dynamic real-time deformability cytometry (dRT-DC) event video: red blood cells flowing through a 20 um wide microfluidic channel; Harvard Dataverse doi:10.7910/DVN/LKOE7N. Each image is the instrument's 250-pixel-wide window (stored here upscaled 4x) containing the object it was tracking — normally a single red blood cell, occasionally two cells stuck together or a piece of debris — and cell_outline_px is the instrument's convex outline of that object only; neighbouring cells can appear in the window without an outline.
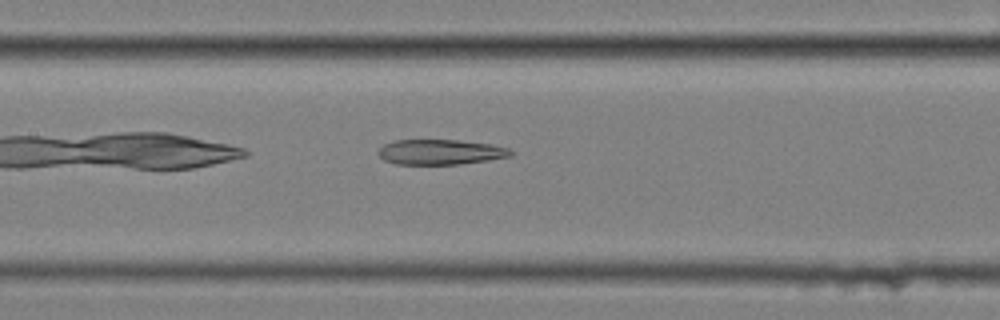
{"species": "common noctule bat (a hibernating species)", "species_latin": "Nyctalus noctula", "temperature_condition": "cold", "stored_images_in_passage": 40, "camera_frame_rate_fps": 3000, "um_per_image_px": 0.085, "animal": {"sex": "female", "body_mass_g": 25.1}, "frame": {"image": 1, "passage_image": 9, "time_ms": 2.667, "image_size_px": [1000, 320], "cell_outline_px": [[516, 152], [512, 156], [488, 160], [460, 164], [396, 164], [384, 160], [376, 152], [384, 144], [396, 140], [460, 140], [492, 144], [508, 148]], "centroid_in_image_um": [37.47, 12.92], "position_along_channel_um": 169.9, "area_um2": 19.54}}
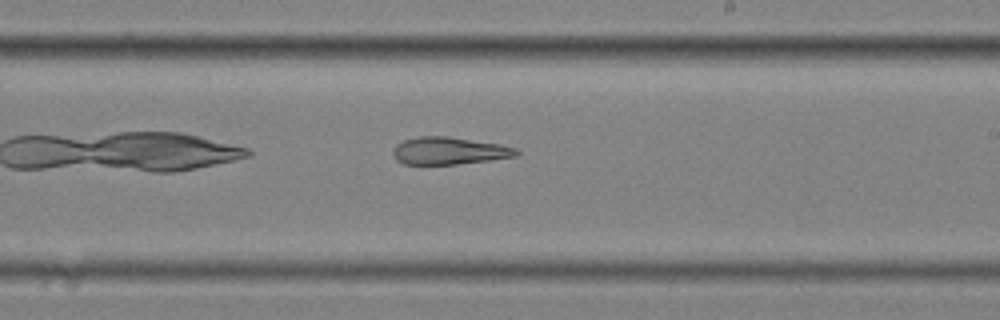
{"frame": {"image": 2, "passage_image": 16, "time_ms": 5.0, "image_size_px": [1000, 320], "cell_outline_px": [[520, 152], [516, 156], [488, 160], [456, 164], [404, 164], [396, 160], [392, 152], [396, 144], [404, 140], [416, 136], [448, 136], [500, 144], [516, 148]], "centroid_in_image_um": [38.15, 12.81], "position_along_channel_um": 250.8, "area_um2": 19.65}}
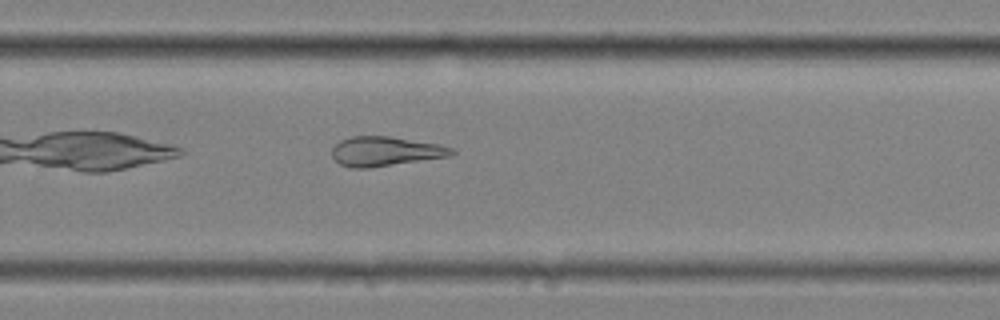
{"frame": {"image": 3, "passage_image": 20, "time_ms": 6.333, "image_size_px": [1000, 320], "cell_outline_px": [[456, 152], [452, 156], [368, 168], [352, 168], [340, 164], [332, 156], [332, 148], [340, 140], [352, 136], [388, 136], [440, 144], [452, 148]], "centroid_in_image_um": [32.77, 12.86], "position_along_channel_um": 297.0, "area_um2": 20.58}}